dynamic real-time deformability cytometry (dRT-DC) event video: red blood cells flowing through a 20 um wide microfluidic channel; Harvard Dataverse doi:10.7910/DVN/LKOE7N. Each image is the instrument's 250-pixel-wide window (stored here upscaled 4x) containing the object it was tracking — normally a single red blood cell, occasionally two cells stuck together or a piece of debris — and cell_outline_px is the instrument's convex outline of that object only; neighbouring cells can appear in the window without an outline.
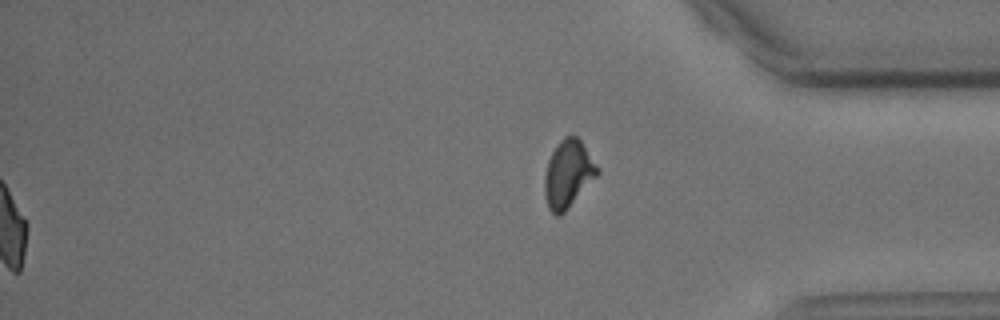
{"species": "common noctule bat (a hibernating species)", "species_latin": "Nyctalus noctula", "temperature_condition": "cold", "stored_images_in_passage": 52, "segment_of_instrument_passage": [2, 2], "camera_frame_rate_fps": 3000, "um_per_image_px": 0.085, "animal": {"sex": "male", "body_mass_g": 15.6}, "frame": {"image": 1, "passage_image": 52, "time_ms": 17.0, "image_size_px": [1000, 320], "cell_outline_px": [[600, 172], [568, 208], [560, 216], [556, 216], [548, 208], [544, 192], [544, 176], [548, 160], [556, 144], [564, 136], [576, 136], [580, 140], [600, 168]], "centroid_in_image_um": [48.28, 14.78], "position_along_channel_um": 386.9, "area_um2": 20.69}}